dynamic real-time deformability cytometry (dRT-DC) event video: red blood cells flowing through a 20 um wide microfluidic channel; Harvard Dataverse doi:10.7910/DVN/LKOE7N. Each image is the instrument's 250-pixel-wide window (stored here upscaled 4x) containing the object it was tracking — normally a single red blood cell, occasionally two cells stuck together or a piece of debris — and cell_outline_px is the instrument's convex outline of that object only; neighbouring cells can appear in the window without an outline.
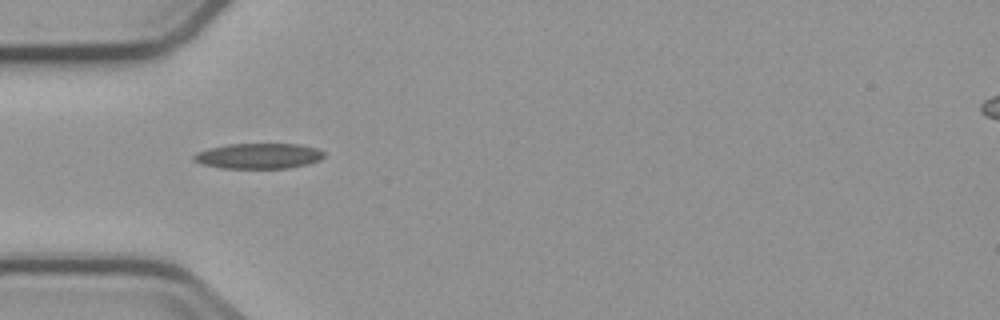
{"species": "common noctule bat (a hibernating species)", "species_latin": "Nyctalus noctula", "temperature_condition": "cold", "stored_images_in_passage": 1, "camera_frame_rate_fps": 3000, "um_per_image_px": 0.085, "animal": {"sex": "male", "body_mass_g": 23.1, "forearm_length_mm": 52.7}, "frame": {"image": 1, "passage_image": 1, "time_ms": 0.0, "image_size_px": [1000, 320], "cell_outline_px": [[324, 156], [320, 160], [308, 164], [288, 168], [220, 168], [200, 164], [192, 160], [192, 156], [196, 152], [208, 148], [228, 144], [300, 144], [316, 148], [324, 152]], "centroid_in_image_um": [21.94, 13.26], "position_along_channel_um": 63.1, "area_um2": 19.48}}